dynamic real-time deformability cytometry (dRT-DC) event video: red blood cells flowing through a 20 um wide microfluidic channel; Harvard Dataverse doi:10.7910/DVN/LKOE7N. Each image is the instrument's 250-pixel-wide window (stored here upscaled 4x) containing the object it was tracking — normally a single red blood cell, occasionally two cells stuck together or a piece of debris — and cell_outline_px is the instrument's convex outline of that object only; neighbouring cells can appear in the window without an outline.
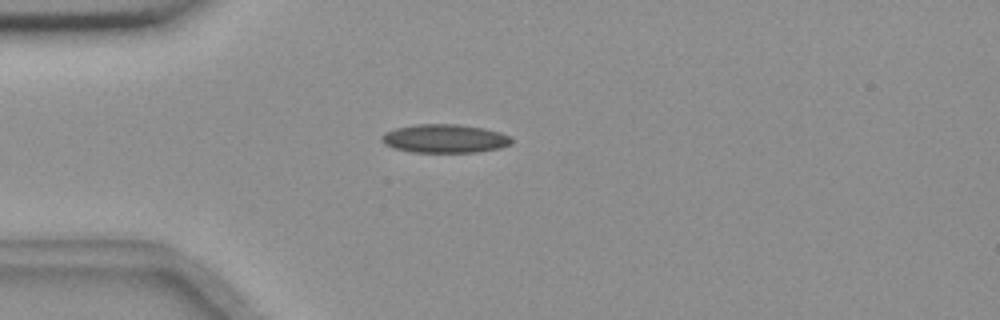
{"species": "common noctule bat (a hibernating species)", "species_latin": "Nyctalus noctula", "temperature_condition": "room temperature", "stored_images_in_passage": 42, "camera_frame_rate_fps": 3000, "um_per_image_px": 0.085, "animal": {"sex": "female", "body_mass_g": 18.4}, "frame": {"image": 1, "passage_image": 1, "time_ms": 0.0, "image_size_px": [1000, 320], "cell_outline_px": [[512, 140], [508, 144], [500, 148], [476, 152], [412, 152], [392, 148], [384, 144], [380, 140], [380, 136], [384, 132], [396, 128], [416, 124], [460, 124], [484, 128], [500, 132], [512, 136]], "centroid_in_image_um": [37.77, 11.77], "position_along_channel_um": 47.2, "area_um2": 21.79}}
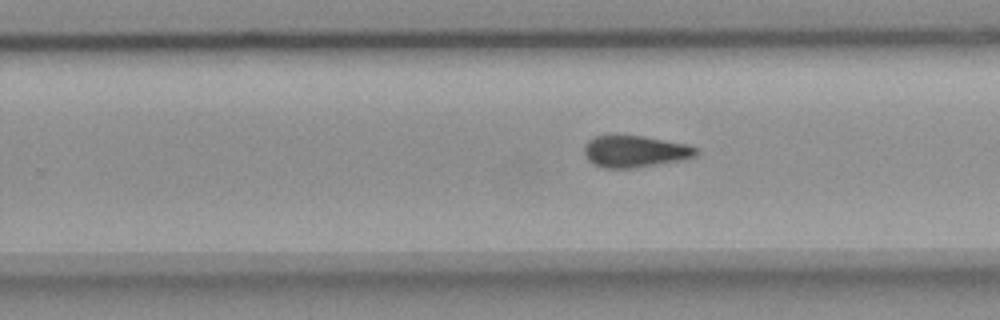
{"frame": {"image": 2, "passage_image": 21, "time_ms": 6.667, "image_size_px": [1000, 320], "cell_outline_px": [[700, 152], [696, 156], [684, 160], [632, 168], [604, 168], [588, 160], [584, 152], [584, 144], [588, 140], [596, 136], [616, 132], [644, 136], [692, 144]], "centroid_in_image_um": [54.0, 12.82], "position_along_channel_um": 275.8, "area_um2": 21.56}}
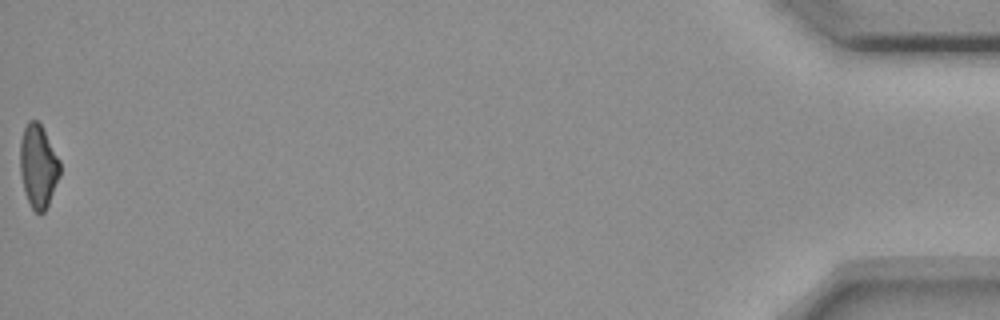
{"frame": {"image": 3, "passage_image": 42, "time_ms": 13.667, "image_size_px": [1000, 320], "cell_outline_px": [[60, 176], [48, 204], [44, 212], [36, 212], [32, 208], [24, 192], [20, 172], [20, 140], [24, 128], [28, 120], [36, 120], [40, 124], [60, 160]], "centroid_in_image_um": [3.24, 14.12], "position_along_channel_um": 432.0, "area_um2": 19.19}, "authors_computed_cell_mechanics": {"area_um2": 20.7502, "velocity_mm_per_s": 3.6599, "shape_relaxation_time_tau1_ms": null, "shape_relaxation_time_tau2_ms": 6.3984, "deformation_change_tau1": null, "deformation_change_tau2": 0.1276}}